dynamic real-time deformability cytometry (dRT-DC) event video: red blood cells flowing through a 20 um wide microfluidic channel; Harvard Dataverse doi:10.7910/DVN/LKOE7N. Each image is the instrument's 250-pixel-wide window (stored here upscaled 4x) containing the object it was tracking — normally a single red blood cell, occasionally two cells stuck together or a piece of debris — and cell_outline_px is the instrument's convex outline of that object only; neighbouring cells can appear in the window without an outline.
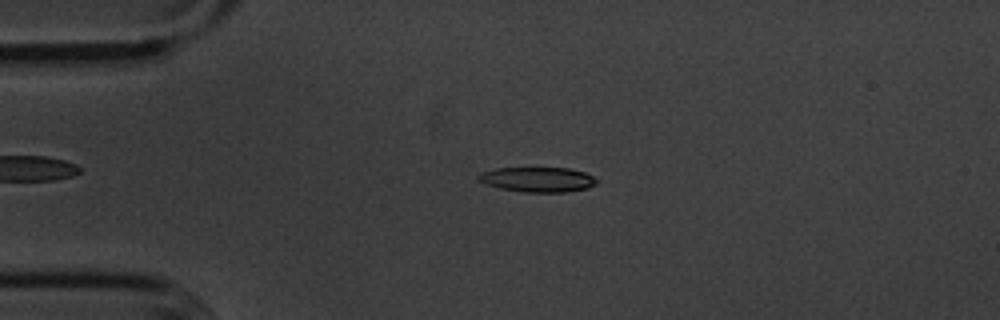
{"species": "common noctule bat (a hibernating species)", "species_latin": "Nyctalus noctula", "temperature_condition": "cold", "stored_images_in_passage": 54, "camera_frame_rate_fps": 3000, "um_per_image_px": 0.085, "animal": {"sex": "male", "body_mass_g": 20.1, "forearm_length_mm": 53.5}, "frame": {"image": 1, "passage_image": 12, "time_ms": 3.667, "image_size_px": [1000, 320], "cell_outline_px": [[596, 184], [588, 188], [568, 192], [524, 192], [500, 188], [488, 184], [480, 180], [476, 176], [480, 172], [496, 168], [568, 168], [584, 172], [592, 176], [596, 180]], "centroid_in_image_um": [45.71, 15.26], "position_along_channel_um": 39.3, "area_um2": 17.05}}
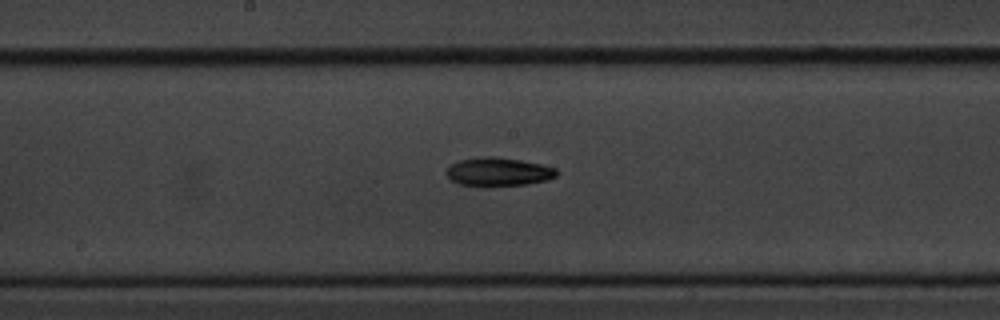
{"frame": {"image": 2, "passage_image": 28, "time_ms": 9.0, "image_size_px": [1000, 320], "cell_outline_px": [[556, 176], [548, 180], [524, 184], [484, 188], [460, 184], [448, 180], [444, 172], [452, 164], [460, 160], [484, 156], [492, 156], [520, 160], [540, 164], [556, 168]], "centroid_in_image_um": [42.29, 14.63], "position_along_channel_um": 205.9, "area_um2": 18.67}}
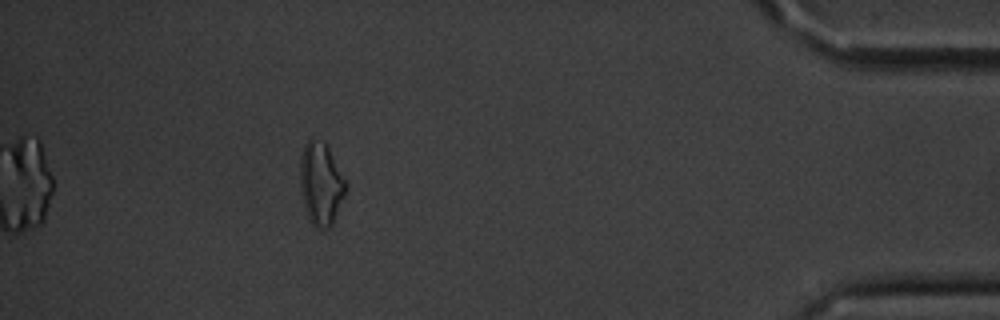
{"frame": {"image": 3, "passage_image": 49, "time_ms": 16.0, "image_size_px": [1000, 320], "cell_outline_px": [[348, 184], [344, 196], [332, 224], [328, 228], [316, 228], [308, 220], [300, 188], [300, 160], [304, 144], [312, 136], [324, 140]], "centroid_in_image_um": [27.27, 15.58], "position_along_channel_um": 407.9, "area_um2": 22.2}, "authors_computed_cell_mechanics": {"area_um2": 17.6001, "velocity_mm_per_s": 3.6233, "shape_relaxation_time_tau1_ms": 2.567, "shape_relaxation_time_tau2_ms": null, "deformation_change_tau1": 0.1561, "deformation_change_tau2": null}}